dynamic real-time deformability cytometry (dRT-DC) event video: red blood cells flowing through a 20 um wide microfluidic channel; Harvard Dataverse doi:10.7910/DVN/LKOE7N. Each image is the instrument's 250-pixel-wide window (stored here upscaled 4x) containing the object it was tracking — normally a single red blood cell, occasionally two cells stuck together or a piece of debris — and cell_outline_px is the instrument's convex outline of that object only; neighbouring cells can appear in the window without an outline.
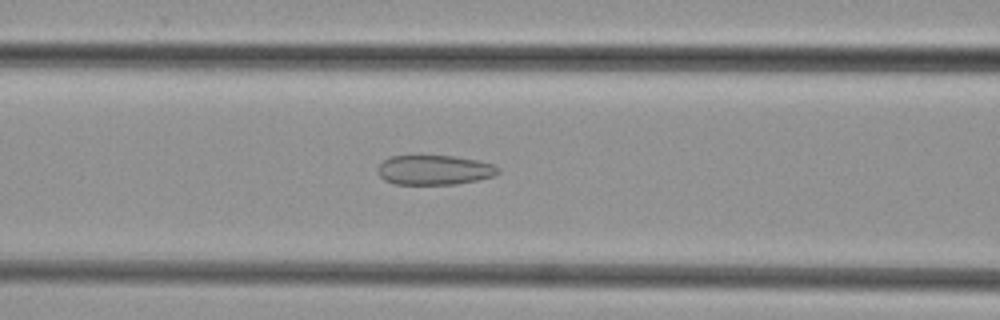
{"species": "common noctule bat (a hibernating species)", "species_latin": "Nyctalus noctula", "temperature_condition": "cold", "stored_images_in_passage": 35, "camera_frame_rate_fps": 3000, "um_per_image_px": 0.085, "animal": {"sex": "female", "body_mass_g": 29.2, "forearm_length_mm": 56.3}, "frame": {"image": 1, "passage_image": 10, "time_ms": 3.0, "image_size_px": [1000, 320], "cell_outline_px": [[500, 172], [492, 176], [476, 180], [456, 184], [396, 184], [384, 180], [380, 176], [376, 168], [384, 160], [392, 156], [452, 156], [476, 160], [492, 164], [500, 168]], "centroid_in_image_um": [36.9, 14.45], "position_along_channel_um": 129.7, "area_um2": 20.63}}
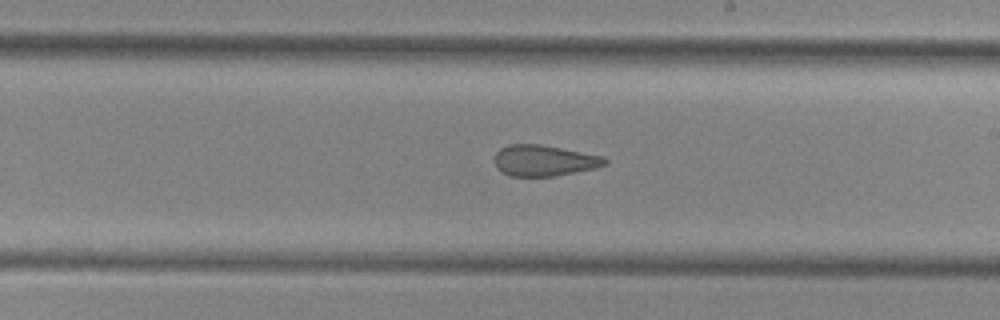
{"frame": {"image": 2, "passage_image": 18, "time_ms": 5.667, "image_size_px": [1000, 320], "cell_outline_px": [[608, 160], [604, 164], [596, 168], [556, 176], [508, 176], [496, 168], [496, 152], [500, 148], [508, 144], [540, 144], [604, 156]], "centroid_in_image_um": [46.24, 13.65], "position_along_channel_um": 242.8, "area_um2": 19.94}}
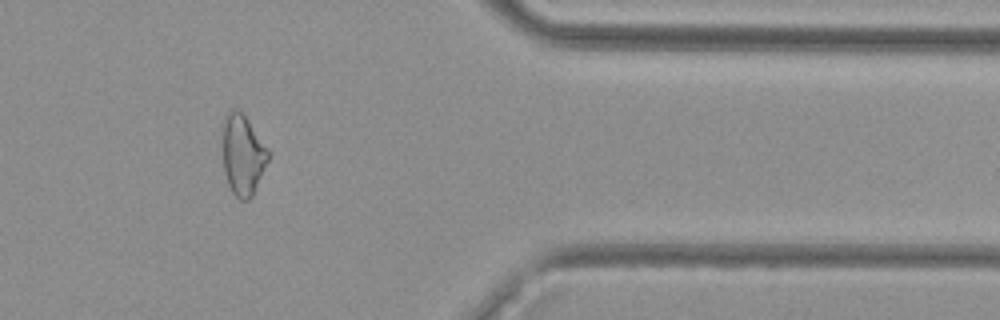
{"frame": {"image": 3, "passage_image": 30, "time_ms": 9.667, "image_size_px": [1000, 320], "cell_outline_px": [[268, 160], [252, 196], [248, 200], [240, 200], [232, 192], [228, 184], [224, 172], [224, 116], [228, 108], [236, 108], [248, 120], [268, 148]], "centroid_in_image_um": [20.63, 13.15], "position_along_channel_um": 390.8, "area_um2": 21.04}}